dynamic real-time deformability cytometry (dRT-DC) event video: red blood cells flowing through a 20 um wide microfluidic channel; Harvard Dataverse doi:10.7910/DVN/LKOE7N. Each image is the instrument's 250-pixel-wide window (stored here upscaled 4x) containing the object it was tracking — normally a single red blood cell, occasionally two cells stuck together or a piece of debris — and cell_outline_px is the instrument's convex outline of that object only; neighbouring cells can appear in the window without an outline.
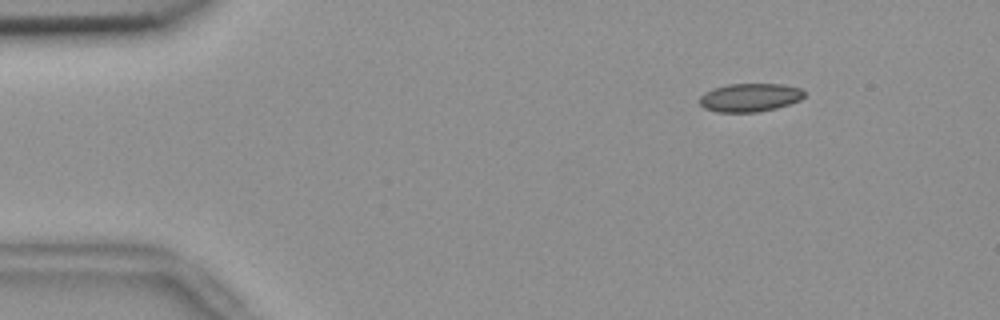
{"species": "common noctule bat (a hibernating species)", "species_latin": "Nyctalus noctula", "temperature_condition": "room temperature", "stored_images_in_passage": 56, "camera_frame_rate_fps": 3000, "um_per_image_px": 0.085, "animal": {"sex": "female", "body_mass_g": 18.4}, "frame": {"image": 1, "passage_image": 8, "time_ms": 2.333, "image_size_px": [1000, 320], "cell_outline_px": [[804, 96], [800, 100], [776, 108], [756, 112], [716, 112], [704, 108], [700, 104], [700, 96], [704, 92], [712, 88], [728, 84], [784, 84], [800, 88], [804, 92]], "centroid_in_image_um": [63.71, 8.28], "position_along_channel_um": 21.3, "area_um2": 17.34}}
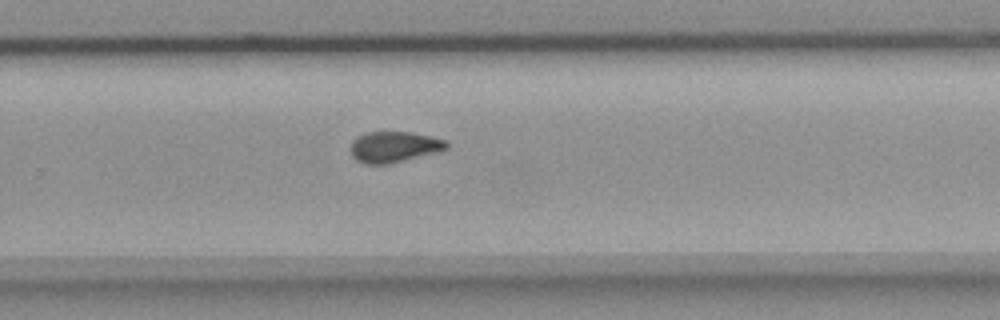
{"frame": {"image": 2, "passage_image": 37, "time_ms": 12.0, "image_size_px": [1000, 320], "cell_outline_px": [[448, 148], [440, 152], [388, 164], [364, 164], [356, 160], [352, 156], [348, 148], [352, 140], [356, 136], [368, 132], [412, 132], [448, 140]], "centroid_in_image_um": [33.48, 12.49], "position_along_channel_um": 296.3, "area_um2": 17.69}}
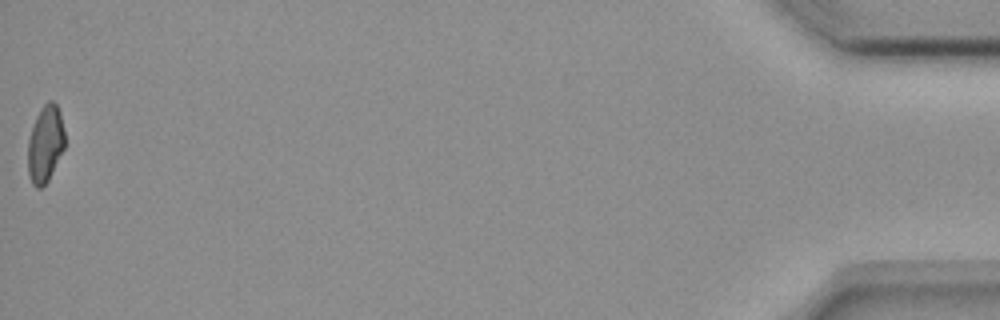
{"frame": {"image": 3, "passage_image": 56, "time_ms": 18.333, "image_size_px": [1000, 320], "cell_outline_px": [[64, 148], [48, 180], [40, 188], [36, 188], [32, 184], [28, 176], [28, 140], [36, 116], [40, 108], [48, 100], [52, 100], [56, 104], [60, 112], [64, 132]], "centroid_in_image_um": [3.84, 12.22], "position_along_channel_um": 431.4, "area_um2": 16.47}, "authors_computed_cell_mechanics": {"area_um2": 17.5712, "velocity_mm_per_s": 3.6851, "shape_relaxation_time_tau1_ms": null, "shape_relaxation_time_tau2_ms": 1.2562, "deformation_change_tau1": null, "deformation_change_tau2": 0.0572}}